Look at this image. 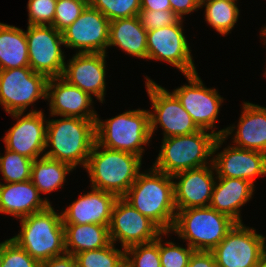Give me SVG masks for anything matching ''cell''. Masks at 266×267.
Masks as SVG:
<instances>
[{
	"instance_id": "cell-7",
	"label": "cell",
	"mask_w": 266,
	"mask_h": 267,
	"mask_svg": "<svg viewBox=\"0 0 266 267\" xmlns=\"http://www.w3.org/2000/svg\"><path fill=\"white\" fill-rule=\"evenodd\" d=\"M96 142L112 150L126 151L142 158L144 148L151 141L150 113L147 110H129L118 116L95 121Z\"/></svg>"
},
{
	"instance_id": "cell-14",
	"label": "cell",
	"mask_w": 266,
	"mask_h": 267,
	"mask_svg": "<svg viewBox=\"0 0 266 267\" xmlns=\"http://www.w3.org/2000/svg\"><path fill=\"white\" fill-rule=\"evenodd\" d=\"M110 21L89 4L63 32L64 46L78 53H106Z\"/></svg>"
},
{
	"instance_id": "cell-17",
	"label": "cell",
	"mask_w": 266,
	"mask_h": 267,
	"mask_svg": "<svg viewBox=\"0 0 266 267\" xmlns=\"http://www.w3.org/2000/svg\"><path fill=\"white\" fill-rule=\"evenodd\" d=\"M211 164L190 170H184L172 175L178 182L174 184V202L176 211L208 207L212 199L215 185L213 158Z\"/></svg>"
},
{
	"instance_id": "cell-24",
	"label": "cell",
	"mask_w": 266,
	"mask_h": 267,
	"mask_svg": "<svg viewBox=\"0 0 266 267\" xmlns=\"http://www.w3.org/2000/svg\"><path fill=\"white\" fill-rule=\"evenodd\" d=\"M233 138L235 147L266 154V108L244 102L243 111Z\"/></svg>"
},
{
	"instance_id": "cell-46",
	"label": "cell",
	"mask_w": 266,
	"mask_h": 267,
	"mask_svg": "<svg viewBox=\"0 0 266 267\" xmlns=\"http://www.w3.org/2000/svg\"><path fill=\"white\" fill-rule=\"evenodd\" d=\"M257 267H266V265L264 263H262L261 265H259Z\"/></svg>"
},
{
	"instance_id": "cell-8",
	"label": "cell",
	"mask_w": 266,
	"mask_h": 267,
	"mask_svg": "<svg viewBox=\"0 0 266 267\" xmlns=\"http://www.w3.org/2000/svg\"><path fill=\"white\" fill-rule=\"evenodd\" d=\"M47 82L30 67L0 70V104L8 114L24 113L38 99H46Z\"/></svg>"
},
{
	"instance_id": "cell-26",
	"label": "cell",
	"mask_w": 266,
	"mask_h": 267,
	"mask_svg": "<svg viewBox=\"0 0 266 267\" xmlns=\"http://www.w3.org/2000/svg\"><path fill=\"white\" fill-rule=\"evenodd\" d=\"M66 253L76 255L82 251L97 250L111 243L109 225L63 224Z\"/></svg>"
},
{
	"instance_id": "cell-47",
	"label": "cell",
	"mask_w": 266,
	"mask_h": 267,
	"mask_svg": "<svg viewBox=\"0 0 266 267\" xmlns=\"http://www.w3.org/2000/svg\"><path fill=\"white\" fill-rule=\"evenodd\" d=\"M263 263L266 265V255H265V257H264V261H263Z\"/></svg>"
},
{
	"instance_id": "cell-9",
	"label": "cell",
	"mask_w": 266,
	"mask_h": 267,
	"mask_svg": "<svg viewBox=\"0 0 266 267\" xmlns=\"http://www.w3.org/2000/svg\"><path fill=\"white\" fill-rule=\"evenodd\" d=\"M265 240L254 228L236 223L211 252L222 267H257L266 255Z\"/></svg>"
},
{
	"instance_id": "cell-34",
	"label": "cell",
	"mask_w": 266,
	"mask_h": 267,
	"mask_svg": "<svg viewBox=\"0 0 266 267\" xmlns=\"http://www.w3.org/2000/svg\"><path fill=\"white\" fill-rule=\"evenodd\" d=\"M88 5V0H57L53 27L63 32L70 26Z\"/></svg>"
},
{
	"instance_id": "cell-21",
	"label": "cell",
	"mask_w": 266,
	"mask_h": 267,
	"mask_svg": "<svg viewBox=\"0 0 266 267\" xmlns=\"http://www.w3.org/2000/svg\"><path fill=\"white\" fill-rule=\"evenodd\" d=\"M117 196L113 193L92 188L69 205L62 215L63 224L109 225Z\"/></svg>"
},
{
	"instance_id": "cell-41",
	"label": "cell",
	"mask_w": 266,
	"mask_h": 267,
	"mask_svg": "<svg viewBox=\"0 0 266 267\" xmlns=\"http://www.w3.org/2000/svg\"><path fill=\"white\" fill-rule=\"evenodd\" d=\"M40 267H76L74 255L65 253L40 262Z\"/></svg>"
},
{
	"instance_id": "cell-36",
	"label": "cell",
	"mask_w": 266,
	"mask_h": 267,
	"mask_svg": "<svg viewBox=\"0 0 266 267\" xmlns=\"http://www.w3.org/2000/svg\"><path fill=\"white\" fill-rule=\"evenodd\" d=\"M0 267H40V262L10 238L1 243Z\"/></svg>"
},
{
	"instance_id": "cell-6",
	"label": "cell",
	"mask_w": 266,
	"mask_h": 267,
	"mask_svg": "<svg viewBox=\"0 0 266 267\" xmlns=\"http://www.w3.org/2000/svg\"><path fill=\"white\" fill-rule=\"evenodd\" d=\"M236 224L234 220L208 207L176 212L174 231L195 251H212Z\"/></svg>"
},
{
	"instance_id": "cell-19",
	"label": "cell",
	"mask_w": 266,
	"mask_h": 267,
	"mask_svg": "<svg viewBox=\"0 0 266 267\" xmlns=\"http://www.w3.org/2000/svg\"><path fill=\"white\" fill-rule=\"evenodd\" d=\"M46 100H50V115L96 120L97 113L91 109L92 97L80 88L68 83L61 76L49 78Z\"/></svg>"
},
{
	"instance_id": "cell-32",
	"label": "cell",
	"mask_w": 266,
	"mask_h": 267,
	"mask_svg": "<svg viewBox=\"0 0 266 267\" xmlns=\"http://www.w3.org/2000/svg\"><path fill=\"white\" fill-rule=\"evenodd\" d=\"M88 4L109 21L138 16L141 10V0H88Z\"/></svg>"
},
{
	"instance_id": "cell-40",
	"label": "cell",
	"mask_w": 266,
	"mask_h": 267,
	"mask_svg": "<svg viewBox=\"0 0 266 267\" xmlns=\"http://www.w3.org/2000/svg\"><path fill=\"white\" fill-rule=\"evenodd\" d=\"M171 10L180 18L200 8L199 0H169Z\"/></svg>"
},
{
	"instance_id": "cell-16",
	"label": "cell",
	"mask_w": 266,
	"mask_h": 267,
	"mask_svg": "<svg viewBox=\"0 0 266 267\" xmlns=\"http://www.w3.org/2000/svg\"><path fill=\"white\" fill-rule=\"evenodd\" d=\"M10 115L17 122L3 138L5 148L32 160L40 158V154L46 152L47 120L43 112L31 110L25 116L23 113Z\"/></svg>"
},
{
	"instance_id": "cell-29",
	"label": "cell",
	"mask_w": 266,
	"mask_h": 267,
	"mask_svg": "<svg viewBox=\"0 0 266 267\" xmlns=\"http://www.w3.org/2000/svg\"><path fill=\"white\" fill-rule=\"evenodd\" d=\"M237 0H202L200 8H205V21L219 34L227 35L239 18Z\"/></svg>"
},
{
	"instance_id": "cell-22",
	"label": "cell",
	"mask_w": 266,
	"mask_h": 267,
	"mask_svg": "<svg viewBox=\"0 0 266 267\" xmlns=\"http://www.w3.org/2000/svg\"><path fill=\"white\" fill-rule=\"evenodd\" d=\"M40 193L31 180L18 183L0 182V213L22 219L46 209L49 199L40 197Z\"/></svg>"
},
{
	"instance_id": "cell-20",
	"label": "cell",
	"mask_w": 266,
	"mask_h": 267,
	"mask_svg": "<svg viewBox=\"0 0 266 267\" xmlns=\"http://www.w3.org/2000/svg\"><path fill=\"white\" fill-rule=\"evenodd\" d=\"M213 158L216 177L238 178L250 181L266 175V154L256 150L227 146Z\"/></svg>"
},
{
	"instance_id": "cell-15",
	"label": "cell",
	"mask_w": 266,
	"mask_h": 267,
	"mask_svg": "<svg viewBox=\"0 0 266 267\" xmlns=\"http://www.w3.org/2000/svg\"><path fill=\"white\" fill-rule=\"evenodd\" d=\"M188 84L176 88L172 93L199 129L211 130L215 127L223 98L216 89L204 86L198 73L187 74Z\"/></svg>"
},
{
	"instance_id": "cell-25",
	"label": "cell",
	"mask_w": 266,
	"mask_h": 267,
	"mask_svg": "<svg viewBox=\"0 0 266 267\" xmlns=\"http://www.w3.org/2000/svg\"><path fill=\"white\" fill-rule=\"evenodd\" d=\"M147 30L138 16L110 21L109 46H117L131 56L147 59Z\"/></svg>"
},
{
	"instance_id": "cell-35",
	"label": "cell",
	"mask_w": 266,
	"mask_h": 267,
	"mask_svg": "<svg viewBox=\"0 0 266 267\" xmlns=\"http://www.w3.org/2000/svg\"><path fill=\"white\" fill-rule=\"evenodd\" d=\"M168 232H163L159 236V253L161 267H187L190 257L195 251L192 247L183 248L176 246L173 242H167L166 245L162 244V235H167Z\"/></svg>"
},
{
	"instance_id": "cell-3",
	"label": "cell",
	"mask_w": 266,
	"mask_h": 267,
	"mask_svg": "<svg viewBox=\"0 0 266 267\" xmlns=\"http://www.w3.org/2000/svg\"><path fill=\"white\" fill-rule=\"evenodd\" d=\"M95 121L77 117L47 120L46 148L44 156L70 165L81 164L85 168L96 141Z\"/></svg>"
},
{
	"instance_id": "cell-23",
	"label": "cell",
	"mask_w": 266,
	"mask_h": 267,
	"mask_svg": "<svg viewBox=\"0 0 266 267\" xmlns=\"http://www.w3.org/2000/svg\"><path fill=\"white\" fill-rule=\"evenodd\" d=\"M215 178L218 181L215 182L209 206L236 223H242L240 208L252 198L254 185L248 180L238 178Z\"/></svg>"
},
{
	"instance_id": "cell-11",
	"label": "cell",
	"mask_w": 266,
	"mask_h": 267,
	"mask_svg": "<svg viewBox=\"0 0 266 267\" xmlns=\"http://www.w3.org/2000/svg\"><path fill=\"white\" fill-rule=\"evenodd\" d=\"M26 38L30 68L48 79L62 76L66 63L62 33L53 26L28 25Z\"/></svg>"
},
{
	"instance_id": "cell-2",
	"label": "cell",
	"mask_w": 266,
	"mask_h": 267,
	"mask_svg": "<svg viewBox=\"0 0 266 267\" xmlns=\"http://www.w3.org/2000/svg\"><path fill=\"white\" fill-rule=\"evenodd\" d=\"M150 169L147 173L138 174L123 198L163 232L169 233L177 212L174 202V179L153 167Z\"/></svg>"
},
{
	"instance_id": "cell-18",
	"label": "cell",
	"mask_w": 266,
	"mask_h": 267,
	"mask_svg": "<svg viewBox=\"0 0 266 267\" xmlns=\"http://www.w3.org/2000/svg\"><path fill=\"white\" fill-rule=\"evenodd\" d=\"M106 56V53L77 52L67 64L65 63L61 77L103 103L106 89Z\"/></svg>"
},
{
	"instance_id": "cell-12",
	"label": "cell",
	"mask_w": 266,
	"mask_h": 267,
	"mask_svg": "<svg viewBox=\"0 0 266 267\" xmlns=\"http://www.w3.org/2000/svg\"><path fill=\"white\" fill-rule=\"evenodd\" d=\"M163 231L149 218L142 215L123 197L114 203L109 224L111 242H121L122 248L155 241Z\"/></svg>"
},
{
	"instance_id": "cell-13",
	"label": "cell",
	"mask_w": 266,
	"mask_h": 267,
	"mask_svg": "<svg viewBox=\"0 0 266 267\" xmlns=\"http://www.w3.org/2000/svg\"><path fill=\"white\" fill-rule=\"evenodd\" d=\"M183 20L176 24L147 31V59L166 61L184 75L196 73L191 50L182 29Z\"/></svg>"
},
{
	"instance_id": "cell-42",
	"label": "cell",
	"mask_w": 266,
	"mask_h": 267,
	"mask_svg": "<svg viewBox=\"0 0 266 267\" xmlns=\"http://www.w3.org/2000/svg\"><path fill=\"white\" fill-rule=\"evenodd\" d=\"M141 10H171L169 0H141Z\"/></svg>"
},
{
	"instance_id": "cell-43",
	"label": "cell",
	"mask_w": 266,
	"mask_h": 267,
	"mask_svg": "<svg viewBox=\"0 0 266 267\" xmlns=\"http://www.w3.org/2000/svg\"><path fill=\"white\" fill-rule=\"evenodd\" d=\"M119 267H131L126 260H124Z\"/></svg>"
},
{
	"instance_id": "cell-33",
	"label": "cell",
	"mask_w": 266,
	"mask_h": 267,
	"mask_svg": "<svg viewBox=\"0 0 266 267\" xmlns=\"http://www.w3.org/2000/svg\"><path fill=\"white\" fill-rule=\"evenodd\" d=\"M125 260L131 267H161L159 237L155 241L125 249Z\"/></svg>"
},
{
	"instance_id": "cell-31",
	"label": "cell",
	"mask_w": 266,
	"mask_h": 267,
	"mask_svg": "<svg viewBox=\"0 0 266 267\" xmlns=\"http://www.w3.org/2000/svg\"><path fill=\"white\" fill-rule=\"evenodd\" d=\"M5 155L0 156V172L6 183L25 182L31 178L33 161L28 157L5 149Z\"/></svg>"
},
{
	"instance_id": "cell-30",
	"label": "cell",
	"mask_w": 266,
	"mask_h": 267,
	"mask_svg": "<svg viewBox=\"0 0 266 267\" xmlns=\"http://www.w3.org/2000/svg\"><path fill=\"white\" fill-rule=\"evenodd\" d=\"M114 243L90 251H82L74 255L76 267H119L125 260V249H115Z\"/></svg>"
},
{
	"instance_id": "cell-10",
	"label": "cell",
	"mask_w": 266,
	"mask_h": 267,
	"mask_svg": "<svg viewBox=\"0 0 266 267\" xmlns=\"http://www.w3.org/2000/svg\"><path fill=\"white\" fill-rule=\"evenodd\" d=\"M146 80V90L155 111H149L151 136L158 124L163 128L164 138L189 135L200 130L173 93L148 77Z\"/></svg>"
},
{
	"instance_id": "cell-44",
	"label": "cell",
	"mask_w": 266,
	"mask_h": 267,
	"mask_svg": "<svg viewBox=\"0 0 266 267\" xmlns=\"http://www.w3.org/2000/svg\"><path fill=\"white\" fill-rule=\"evenodd\" d=\"M261 34H262L261 36L266 38V28L261 29ZM264 43H266V42H264ZM264 75H266V71H265Z\"/></svg>"
},
{
	"instance_id": "cell-1",
	"label": "cell",
	"mask_w": 266,
	"mask_h": 267,
	"mask_svg": "<svg viewBox=\"0 0 266 267\" xmlns=\"http://www.w3.org/2000/svg\"><path fill=\"white\" fill-rule=\"evenodd\" d=\"M234 129L235 126H230L209 133L200 129L189 135L163 138L153 168L172 176L184 170L207 166L210 164L207 162L208 157H213Z\"/></svg>"
},
{
	"instance_id": "cell-37",
	"label": "cell",
	"mask_w": 266,
	"mask_h": 267,
	"mask_svg": "<svg viewBox=\"0 0 266 267\" xmlns=\"http://www.w3.org/2000/svg\"><path fill=\"white\" fill-rule=\"evenodd\" d=\"M57 0H28V25L52 26Z\"/></svg>"
},
{
	"instance_id": "cell-39",
	"label": "cell",
	"mask_w": 266,
	"mask_h": 267,
	"mask_svg": "<svg viewBox=\"0 0 266 267\" xmlns=\"http://www.w3.org/2000/svg\"><path fill=\"white\" fill-rule=\"evenodd\" d=\"M187 267H222L211 251H194Z\"/></svg>"
},
{
	"instance_id": "cell-38",
	"label": "cell",
	"mask_w": 266,
	"mask_h": 267,
	"mask_svg": "<svg viewBox=\"0 0 266 267\" xmlns=\"http://www.w3.org/2000/svg\"><path fill=\"white\" fill-rule=\"evenodd\" d=\"M138 18L141 25L147 30H155L176 24L180 18L172 10H140Z\"/></svg>"
},
{
	"instance_id": "cell-27",
	"label": "cell",
	"mask_w": 266,
	"mask_h": 267,
	"mask_svg": "<svg viewBox=\"0 0 266 267\" xmlns=\"http://www.w3.org/2000/svg\"><path fill=\"white\" fill-rule=\"evenodd\" d=\"M30 67L26 32L0 23V70Z\"/></svg>"
},
{
	"instance_id": "cell-28",
	"label": "cell",
	"mask_w": 266,
	"mask_h": 267,
	"mask_svg": "<svg viewBox=\"0 0 266 267\" xmlns=\"http://www.w3.org/2000/svg\"><path fill=\"white\" fill-rule=\"evenodd\" d=\"M72 170L70 165L43 154L42 157L33 161L30 180L39 193L47 194L62 187L66 175Z\"/></svg>"
},
{
	"instance_id": "cell-45",
	"label": "cell",
	"mask_w": 266,
	"mask_h": 267,
	"mask_svg": "<svg viewBox=\"0 0 266 267\" xmlns=\"http://www.w3.org/2000/svg\"><path fill=\"white\" fill-rule=\"evenodd\" d=\"M0 265H1V243H0Z\"/></svg>"
},
{
	"instance_id": "cell-5",
	"label": "cell",
	"mask_w": 266,
	"mask_h": 267,
	"mask_svg": "<svg viewBox=\"0 0 266 267\" xmlns=\"http://www.w3.org/2000/svg\"><path fill=\"white\" fill-rule=\"evenodd\" d=\"M21 230L12 237L32 258L39 262L66 253L62 215L51 205L20 220Z\"/></svg>"
},
{
	"instance_id": "cell-4",
	"label": "cell",
	"mask_w": 266,
	"mask_h": 267,
	"mask_svg": "<svg viewBox=\"0 0 266 267\" xmlns=\"http://www.w3.org/2000/svg\"><path fill=\"white\" fill-rule=\"evenodd\" d=\"M141 165L140 156L108 149L95 141L85 169L91 179V188L123 197L137 179Z\"/></svg>"
}]
</instances>
